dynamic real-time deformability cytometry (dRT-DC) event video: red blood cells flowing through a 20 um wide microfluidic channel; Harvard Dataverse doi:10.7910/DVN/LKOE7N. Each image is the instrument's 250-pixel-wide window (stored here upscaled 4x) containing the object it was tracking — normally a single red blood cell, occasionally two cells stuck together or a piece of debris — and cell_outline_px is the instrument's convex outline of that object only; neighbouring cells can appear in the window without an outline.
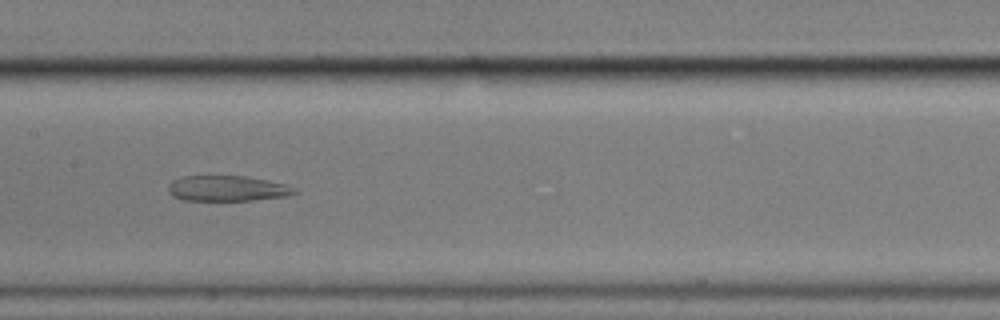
{"species": "common noctule bat (a hibernating species)", "species_latin": "Nyctalus noctula", "temperature_condition": "cold", "stored_images_in_passage": 7, "camera_frame_rate_fps": 3000, "um_per_image_px": 0.085, "animal": {"sex": "male", "body_mass_g": 17.9}, "frame": {"image": 1, "passage_image": 6, "time_ms": 5.667, "image_size_px": [1000, 320], "cell_outline_px": [[296, 192], [288, 196], [252, 200], [184, 200], [168, 192], [168, 184], [172, 180], [180, 176], [244, 176], [268, 180], [284, 184], [296, 188]], "centroid_in_image_um": [19.31, 16.01], "position_along_channel_um": 188.1, "area_um2": 18.67}}
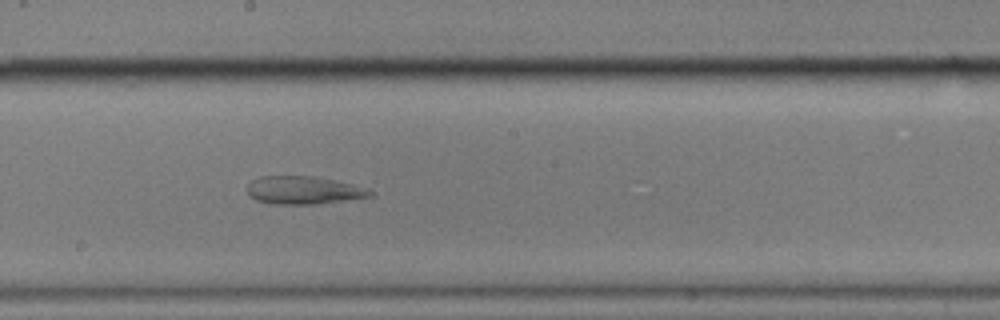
{"frame": {"image": 2, "passage_image": 7, "time_ms": 6.667, "image_size_px": [1000, 320], "cell_outline_px": [[372, 196], [316, 204], [272, 204], [256, 200], [248, 192], [248, 184], [252, 180], [260, 176], [312, 176], [336, 180], [372, 188]], "centroid_in_image_um": [25.85, 16.16], "position_along_channel_um": 222.4, "area_um2": 20.06}}